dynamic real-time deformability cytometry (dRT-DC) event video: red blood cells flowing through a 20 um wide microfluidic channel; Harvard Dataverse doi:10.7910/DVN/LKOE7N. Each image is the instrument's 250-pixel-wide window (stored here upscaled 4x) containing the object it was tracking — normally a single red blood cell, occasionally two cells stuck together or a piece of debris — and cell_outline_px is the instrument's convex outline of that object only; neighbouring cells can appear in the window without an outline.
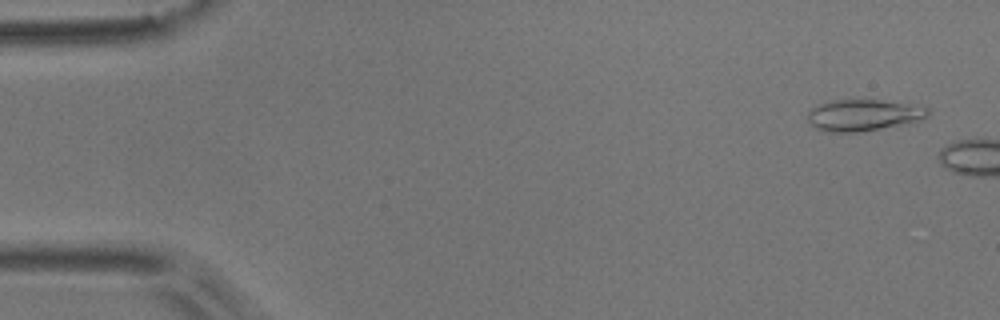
{"species": "common noctule bat (a hibernating species)", "species_latin": "Nyctalus noctula", "temperature_condition": "room temperature", "stored_images_in_passage": 2, "camera_frame_rate_fps": 3000, "um_per_image_px": 0.085, "animal": {"sex": "male", "body_mass_g": 17.9}, "frame": {"image": 1, "passage_image": 1, "time_ms": 0.0, "image_size_px": [1000, 320], "cell_outline_px": [[928, 116], [912, 124], [856, 132], [828, 132], [816, 128], [808, 120], [808, 112], [812, 108], [820, 104], [832, 100], [880, 100], [928, 108]], "centroid_in_image_um": [73.4, 9.8], "position_along_channel_um": 11.6, "area_um2": 21.91}}